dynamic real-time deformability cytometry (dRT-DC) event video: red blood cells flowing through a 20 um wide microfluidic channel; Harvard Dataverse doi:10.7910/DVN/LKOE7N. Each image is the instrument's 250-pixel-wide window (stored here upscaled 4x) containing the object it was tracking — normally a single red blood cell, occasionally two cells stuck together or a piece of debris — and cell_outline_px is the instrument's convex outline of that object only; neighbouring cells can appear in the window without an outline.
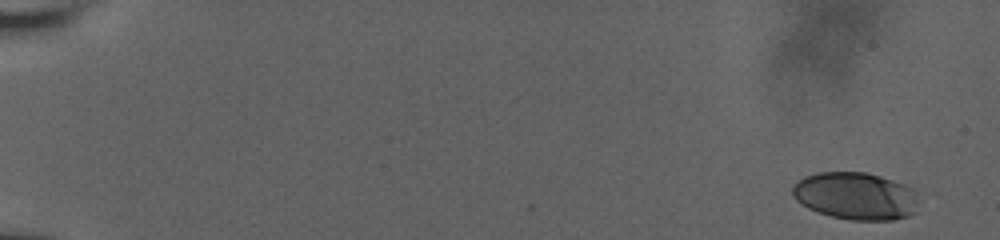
{"species": "human", "species_latin": "Homo sapiens", "temperature_condition": "room temperature", "stored_images_in_passage": 9, "camera_frame_rate_fps": 3000, "um_per_image_px": 0.085, "donor": {"sex": "male"}, "frame": {"image": 1, "passage_image": 1, "time_ms": 0.0, "image_size_px": [1000, 240], "cell_outline_px": [[924, 192], [916, 212], [908, 216], [892, 220], [852, 220], [832, 216], [808, 208], [800, 204], [792, 196], [792, 188], [804, 176], [816, 172], [864, 172], [880, 176], [904, 184]], "centroid_in_image_um": [72.83, 16.66], "position_along_channel_um": 12.2, "area_um2": 35.55}}
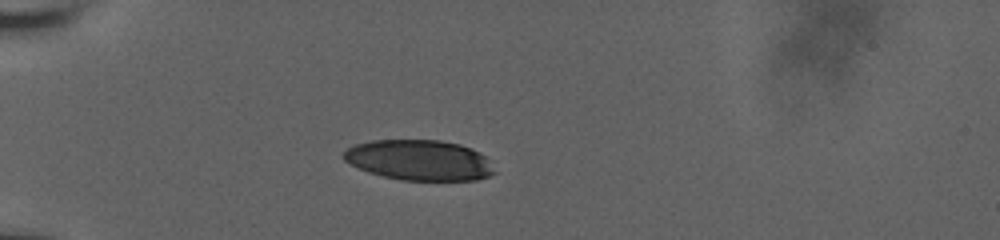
{"frame": {"image": 2, "passage_image": 7, "time_ms": 5.333, "image_size_px": [1000, 240], "cell_outline_px": [[496, 172], [488, 176], [476, 180], [400, 180], [368, 172], [344, 160], [344, 152], [348, 148], [356, 144], [372, 140], [440, 140], [460, 144], [484, 156]], "centroid_in_image_um": [35.63, 13.61], "position_along_channel_um": 49.4, "area_um2": 35.08}}
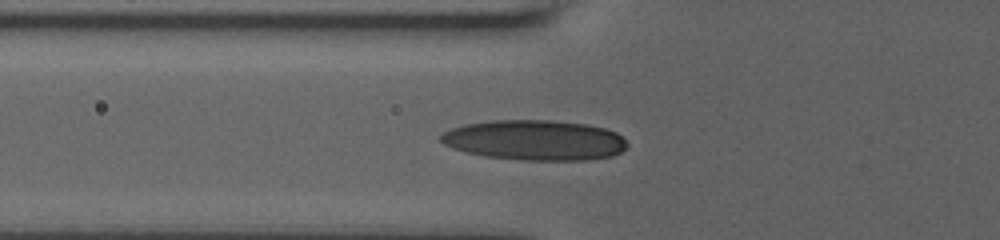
{"frame": {"image": 3, "passage_image": 9, "time_ms": 7.0, "image_size_px": [1000, 240], "cell_outline_px": [[628, 144], [620, 152], [612, 156], [588, 160], [524, 160], [484, 156], [452, 148], [444, 144], [440, 140], [440, 136], [444, 132], [452, 128], [464, 124], [492, 120], [552, 120], [588, 124], [604, 128], [616, 132]], "centroid_in_image_um": [45.45, 11.91], "position_along_channel_um": 80.3, "area_um2": 43.64}}